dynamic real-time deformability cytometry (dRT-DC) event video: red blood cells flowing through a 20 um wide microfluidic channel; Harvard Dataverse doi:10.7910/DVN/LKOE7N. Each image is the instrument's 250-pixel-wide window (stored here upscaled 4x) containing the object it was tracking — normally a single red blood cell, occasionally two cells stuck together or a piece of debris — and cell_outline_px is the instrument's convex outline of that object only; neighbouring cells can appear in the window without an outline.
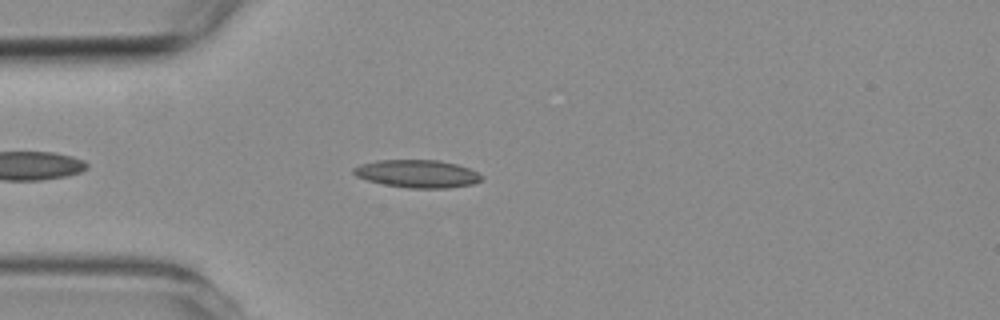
{"species": "common noctule bat (a hibernating species)", "species_latin": "Nyctalus noctula", "temperature_condition": "room temperature", "stored_images_in_passage": 5, "camera_frame_rate_fps": 3000, "um_per_image_px": 0.085, "animal": {"sex": "female", "body_mass_g": 19.3, "forearm_length_mm": 54.1}, "frame": {"image": 1, "passage_image": 3, "time_ms": 3.333, "image_size_px": [1000, 320], "cell_outline_px": [[484, 180], [472, 184], [448, 188], [408, 188], [384, 184], [368, 180], [356, 176], [352, 172], [352, 168], [360, 164], [376, 160], [440, 160], [456, 164], [468, 168], [484, 176]], "centroid_in_image_um": [35.48, 14.76], "position_along_channel_um": 49.5, "area_um2": 20.81}}
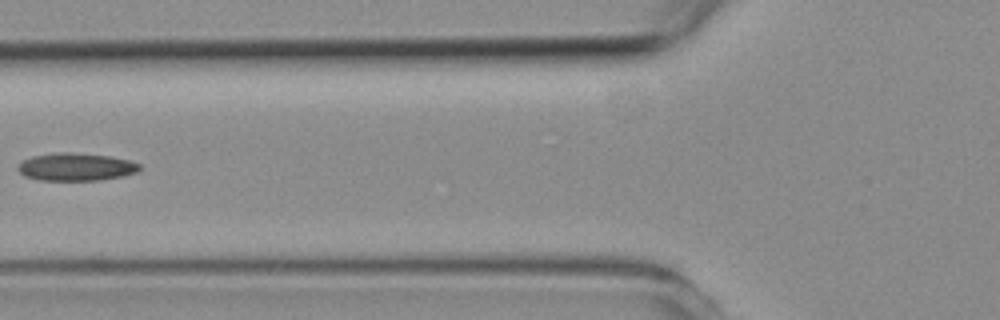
{"frame": {"image": 2, "passage_image": 5, "time_ms": 5.333, "image_size_px": [1000, 320], "cell_outline_px": [[140, 168], [136, 172], [120, 176], [100, 180], [40, 180], [24, 176], [16, 168], [24, 160], [32, 156], [60, 152], [68, 152], [108, 156], [128, 160], [140, 164]], "centroid_in_image_um": [6.43, 14.19], "position_along_channel_um": 119.4, "area_um2": 19.36}}